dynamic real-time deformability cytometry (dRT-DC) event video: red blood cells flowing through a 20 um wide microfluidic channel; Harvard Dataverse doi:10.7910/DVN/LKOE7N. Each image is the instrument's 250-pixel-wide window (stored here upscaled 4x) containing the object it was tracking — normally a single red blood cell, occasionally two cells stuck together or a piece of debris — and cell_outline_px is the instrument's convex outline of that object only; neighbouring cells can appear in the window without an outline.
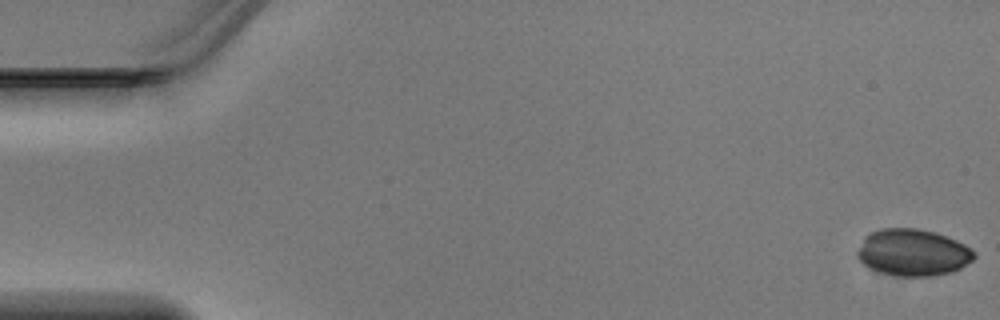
{"species": "Egyptian fruit bat (a non-hibernating species)", "species_latin": "Rousettus aegyptiacus", "temperature_condition": "warm", "stored_images_in_passage": 47, "camera_frame_rate_fps": 3000, "um_per_image_px": 0.085, "animal": {"sex": "male"}, "frame": {"image": 1, "passage_image": 1, "time_ms": 0.0, "image_size_px": [1000, 320], "cell_outline_px": [[976, 256], [972, 260], [960, 268], [952, 272], [932, 276], [896, 276], [880, 272], [868, 268], [856, 256], [856, 252], [864, 236], [880, 228], [916, 228], [936, 232], [956, 240], [964, 244]], "centroid_in_image_um": [77.55, 21.46], "position_along_channel_um": 7.4, "area_um2": 31.91}}
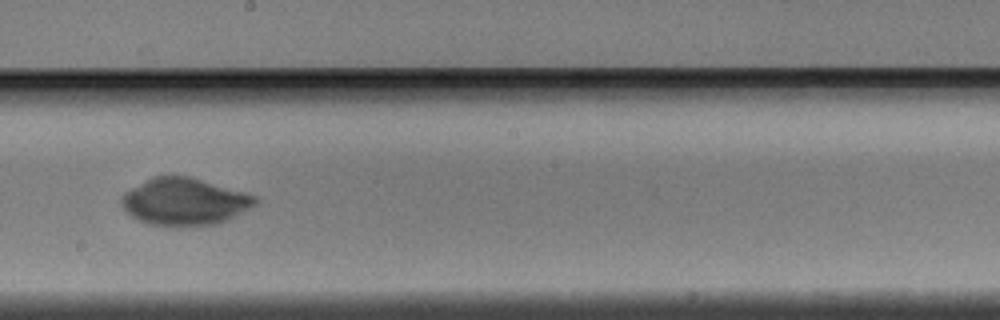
{"frame": {"image": 2, "passage_image": 27, "time_ms": 8.667, "image_size_px": [1000, 320], "cell_outline_px": [[260, 204], [228, 220], [216, 224], [176, 228], [152, 224], [136, 220], [120, 204], [120, 196], [124, 192], [156, 176], [192, 176], [244, 192], [256, 196], [260, 200]], "centroid_in_image_um": [15.73, 17.17], "position_along_channel_um": 232.5, "area_um2": 37.34}}
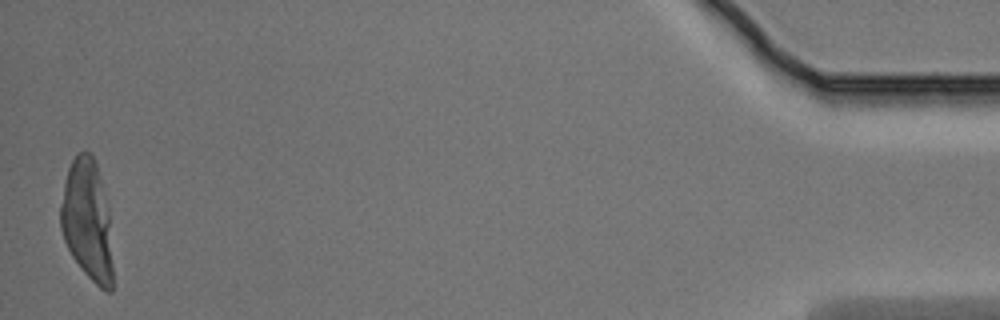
{"frame": {"image": 3, "passage_image": 47, "time_ms": 15.333, "image_size_px": [1000, 320], "cell_outline_px": [[112, 292], [104, 292], [84, 272], [72, 256], [64, 240], [60, 228], [60, 204], [64, 184], [68, 168], [76, 152], [88, 152], [92, 156], [96, 164], [108, 208], [112, 264]], "centroid_in_image_um": [7.4, 18.74], "position_along_channel_um": 427.8, "area_um2": 36.47}}